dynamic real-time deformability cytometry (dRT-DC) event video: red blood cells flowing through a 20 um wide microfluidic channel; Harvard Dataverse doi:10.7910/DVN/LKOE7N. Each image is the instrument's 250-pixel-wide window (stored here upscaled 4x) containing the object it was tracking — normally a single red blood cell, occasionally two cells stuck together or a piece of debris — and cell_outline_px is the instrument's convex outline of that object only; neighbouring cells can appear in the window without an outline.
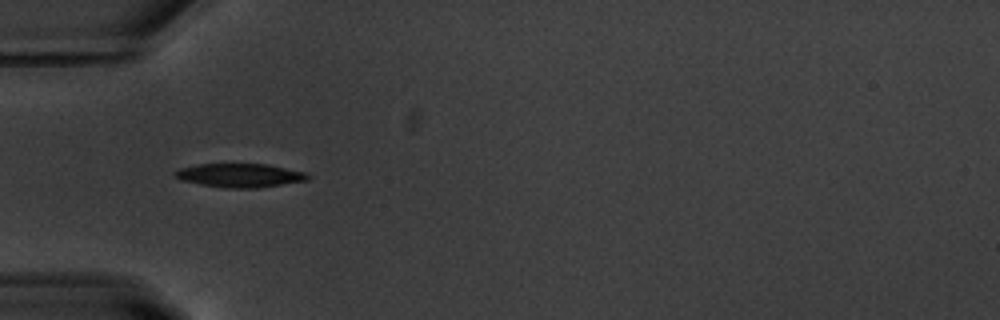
{"species": "common noctule bat (a hibernating species)", "species_latin": "Nyctalus noctula", "temperature_condition": "warm", "stored_images_in_passage": 21, "camera_frame_rate_fps": 3000, "um_per_image_px": 0.085, "animal": {"sex": "male", "body_mass_g": 20.1, "forearm_length_mm": 53.5}, "frame": {"image": 1, "passage_image": 4, "time_ms": 1.0, "image_size_px": [1000, 320], "cell_outline_px": [[312, 176], [308, 180], [256, 188], [224, 188], [200, 184], [180, 180], [172, 172], [180, 168], [200, 164], [268, 164], [308, 172]], "centroid_in_image_um": [20.43, 14.9], "position_along_channel_um": 64.6, "area_um2": 18.5}}
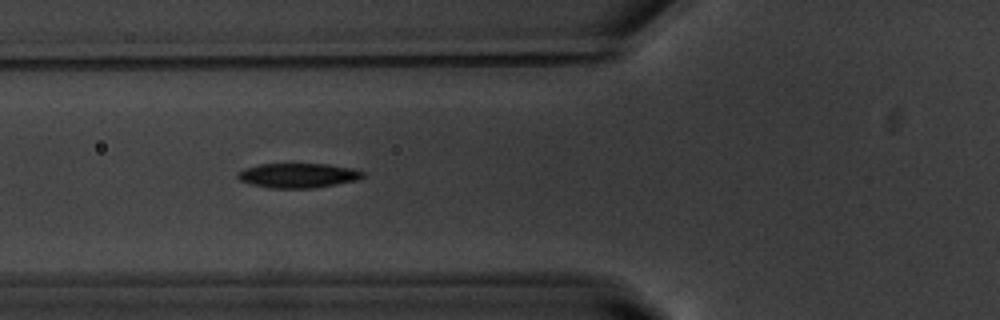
{"frame": {"image": 2, "passage_image": 7, "time_ms": 2.0, "image_size_px": [1000, 320], "cell_outline_px": [[364, 176], [356, 180], [336, 184], [312, 188], [268, 188], [252, 184], [240, 180], [236, 176], [236, 172], [244, 168], [260, 164], [328, 164], [352, 168], [364, 172]], "centroid_in_image_um": [25.3, 14.91], "position_along_channel_um": 100.5, "area_um2": 17.92}}
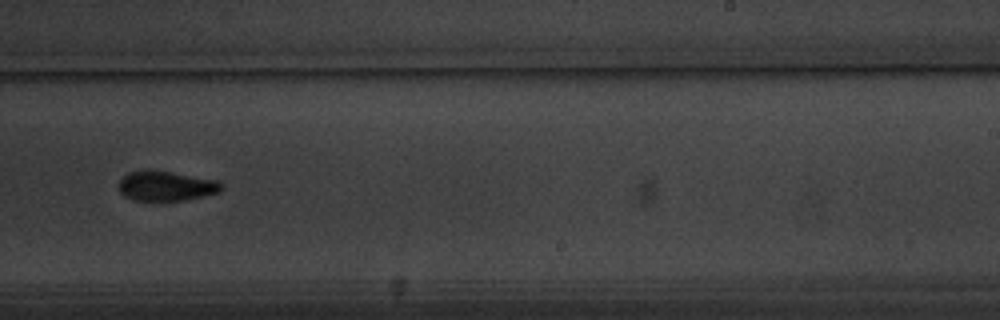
{"frame": {"image": 3, "passage_image": 21, "time_ms": 6.667, "image_size_px": [1000, 320], "cell_outline_px": [[224, 188], [220, 192], [204, 196], [184, 200], [136, 200], [124, 196], [120, 192], [120, 180], [128, 172], [168, 172], [216, 180], [224, 184]], "centroid_in_image_um": [14.18, 15.84], "position_along_channel_um": 274.8, "area_um2": 17.22}}